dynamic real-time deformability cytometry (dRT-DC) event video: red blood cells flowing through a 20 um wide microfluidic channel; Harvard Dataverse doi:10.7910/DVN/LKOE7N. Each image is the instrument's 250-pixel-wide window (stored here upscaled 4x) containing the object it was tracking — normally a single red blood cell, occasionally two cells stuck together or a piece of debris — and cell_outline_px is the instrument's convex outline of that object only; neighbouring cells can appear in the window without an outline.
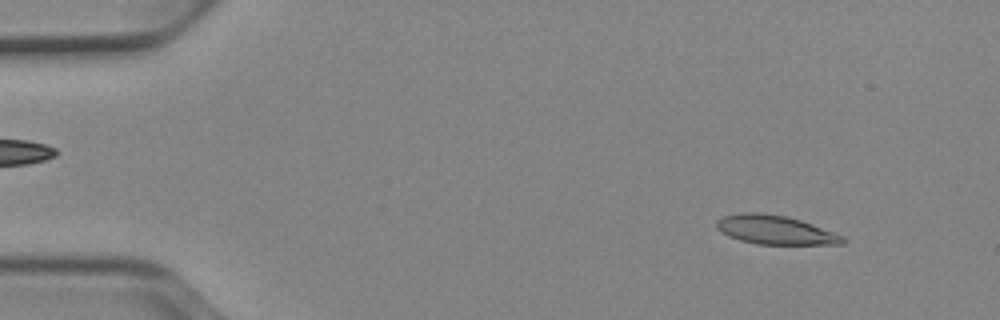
{"species": "Egyptian fruit bat (a non-hibernating species)", "species_latin": "Rousettus aegyptiacus", "temperature_condition": "cold", "stored_images_in_passage": 14, "camera_frame_rate_fps": 3000, "um_per_image_px": 0.085, "animal": {"sex": "female"}, "frame": {"image": 1, "passage_image": 5, "time_ms": 1.333, "image_size_px": [1000, 320], "cell_outline_px": [[848, 240], [844, 244], [756, 244], [740, 240], [728, 236], [720, 232], [716, 228], [716, 220], [724, 216], [740, 212], [760, 212], [784, 216], [800, 220], [812, 224], [844, 236]], "centroid_in_image_um": [65.87, 19.54], "position_along_channel_um": 19.1, "area_um2": 21.33}}